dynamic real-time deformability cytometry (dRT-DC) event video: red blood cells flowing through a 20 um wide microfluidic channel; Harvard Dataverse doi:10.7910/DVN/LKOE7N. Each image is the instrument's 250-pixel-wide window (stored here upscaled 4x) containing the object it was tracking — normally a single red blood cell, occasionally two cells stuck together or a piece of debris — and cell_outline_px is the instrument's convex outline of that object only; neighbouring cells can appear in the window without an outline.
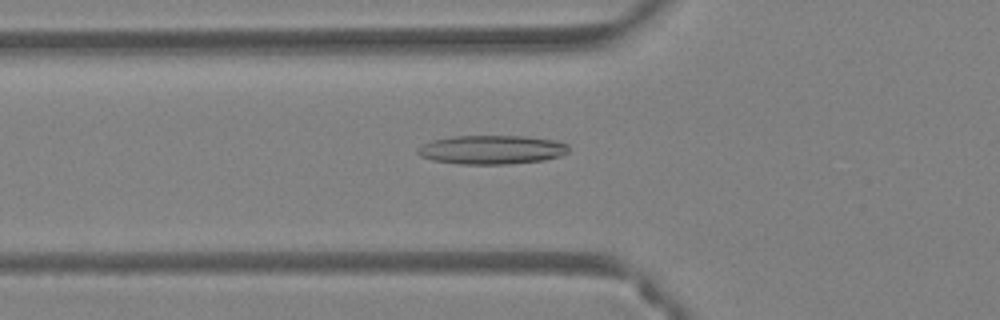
{"species": "Egyptian fruit bat (a non-hibernating species)", "species_latin": "Rousettus aegyptiacus", "temperature_condition": "warm", "stored_images_in_passage": 44, "camera_frame_rate_fps": 3000, "um_per_image_px": 0.085, "animal": {"sex": "female"}, "frame": {"image": 1, "passage_image": 13, "time_ms": 4.0, "image_size_px": [1000, 320], "cell_outline_px": [[568, 152], [560, 156], [544, 160], [508, 164], [460, 164], [432, 160], [420, 156], [416, 152], [416, 148], [432, 140], [452, 136], [524, 136], [556, 140], [568, 144]], "centroid_in_image_um": [41.79, 12.72], "position_along_channel_um": 84.0, "area_um2": 25.55}}
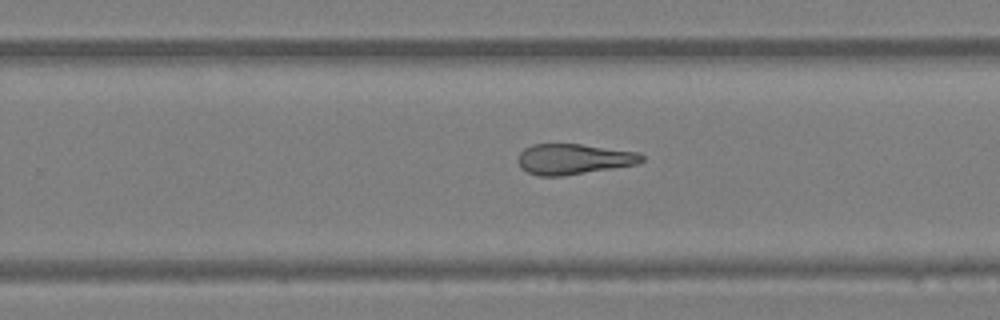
{"frame": {"image": 2, "passage_image": 27, "time_ms": 8.667, "image_size_px": [1000, 320], "cell_outline_px": [[644, 160], [636, 164], [564, 176], [536, 176], [520, 168], [520, 152], [524, 148], [532, 144], [580, 144], [640, 152], [644, 156]], "centroid_in_image_um": [48.77, 13.52], "position_along_channel_um": 281.0, "area_um2": 21.96}}
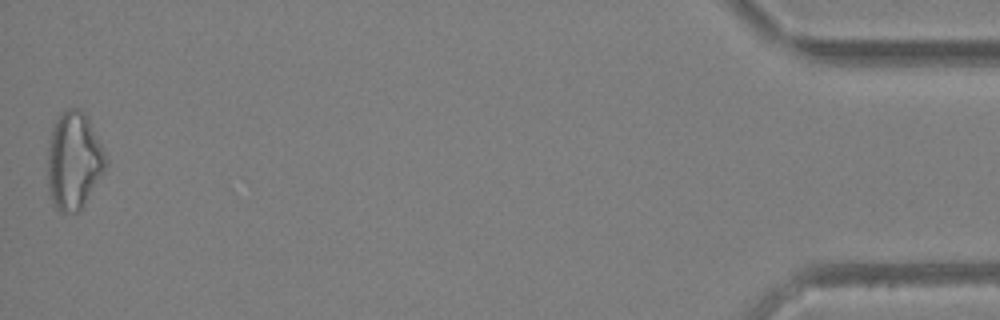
{"frame": {"image": 3, "passage_image": 44, "time_ms": 14.333, "image_size_px": [1000, 320], "cell_outline_px": [[108, 164], [104, 172], [84, 204], [76, 212], [60, 212], [52, 204], [48, 192], [48, 140], [52, 128], [60, 112], [68, 108], [76, 108], [84, 112], [108, 160]], "centroid_in_image_um": [6.25, 13.67], "position_along_channel_um": 429.0, "area_um2": 32.95}, "authors_computed_cell_mechanics": {"area_um2": 25.1141, "velocity_mm_per_s": 4.2177, "shape_relaxation_time_tau1_ms": null, "shape_relaxation_time_tau2_ms": 2.6599, "deformation_change_tau1": null, "deformation_change_tau2": 0.1466}}